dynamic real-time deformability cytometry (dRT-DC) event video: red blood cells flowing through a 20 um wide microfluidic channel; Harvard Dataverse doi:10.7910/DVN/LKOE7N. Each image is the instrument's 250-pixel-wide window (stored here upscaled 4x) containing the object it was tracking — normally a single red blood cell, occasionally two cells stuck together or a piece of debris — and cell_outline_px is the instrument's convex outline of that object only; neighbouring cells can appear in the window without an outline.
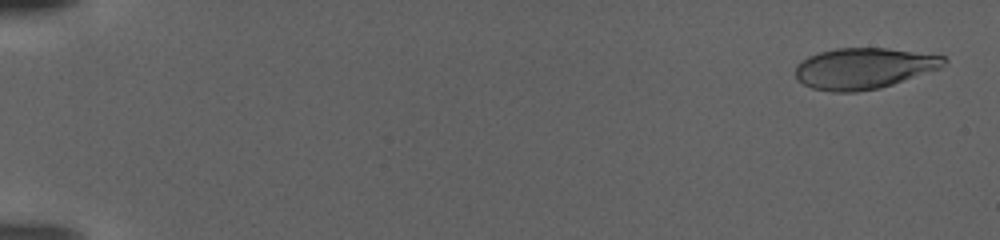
{"species": "human", "species_latin": "Homo sapiens", "temperature_condition": "warm", "stored_images_in_passage": 109, "camera_frame_rate_fps": 3000, "um_per_image_px": 0.085, "donor": {"sex": "female"}, "frame": {"image": 1, "passage_image": 4, "time_ms": 1.0, "image_size_px": [1000, 240], "cell_outline_px": [[948, 60], [940, 68], [880, 88], [856, 92], [832, 92], [812, 88], [796, 80], [796, 64], [800, 60], [808, 56], [820, 52], [836, 48], [888, 48], [944, 56]], "centroid_in_image_um": [73.38, 5.81], "position_along_channel_um": 11.6, "area_um2": 35.43}}
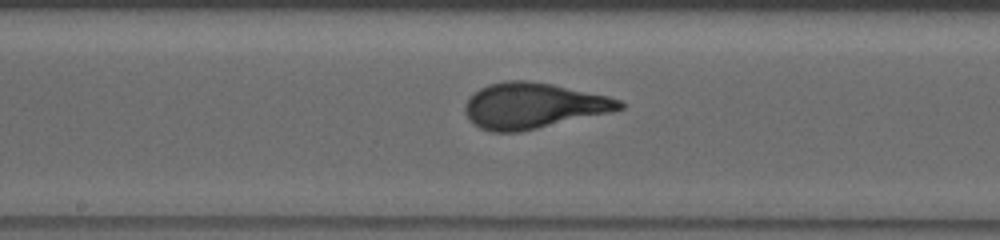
{"frame": {"image": 2, "passage_image": 61, "time_ms": 20.0, "image_size_px": [1000, 240], "cell_outline_px": [[624, 108], [612, 112], [520, 132], [492, 132], [480, 128], [472, 124], [468, 120], [464, 112], [464, 104], [468, 96], [480, 88], [488, 84], [504, 80], [524, 80], [552, 84], [608, 96], [620, 100], [624, 104]], "centroid_in_image_um": [45.27, 8.99], "position_along_channel_um": 202.9, "area_um2": 41.44}}
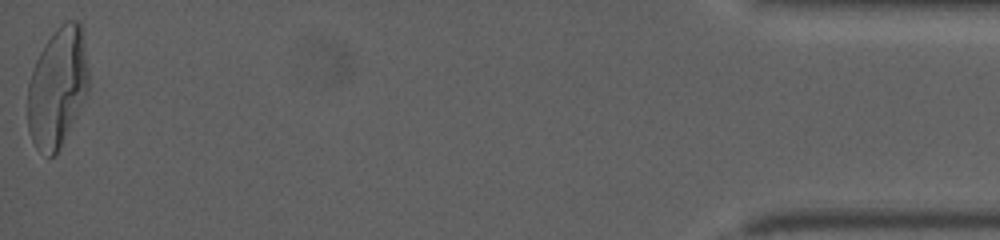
{"frame": {"image": 3, "passage_image": 109, "time_ms": 36.0, "image_size_px": [1000, 240], "cell_outline_px": [[88, 92], [76, 116], [56, 152], [52, 156], [48, 156], [36, 148], [28, 132], [28, 84], [32, 68], [44, 44], [60, 24], [68, 20], [76, 20], [80, 24], [84, 32], [88, 68]], "centroid_in_image_um": [4.88, 7.37], "position_along_channel_um": 430.3, "area_um2": 42.31}}